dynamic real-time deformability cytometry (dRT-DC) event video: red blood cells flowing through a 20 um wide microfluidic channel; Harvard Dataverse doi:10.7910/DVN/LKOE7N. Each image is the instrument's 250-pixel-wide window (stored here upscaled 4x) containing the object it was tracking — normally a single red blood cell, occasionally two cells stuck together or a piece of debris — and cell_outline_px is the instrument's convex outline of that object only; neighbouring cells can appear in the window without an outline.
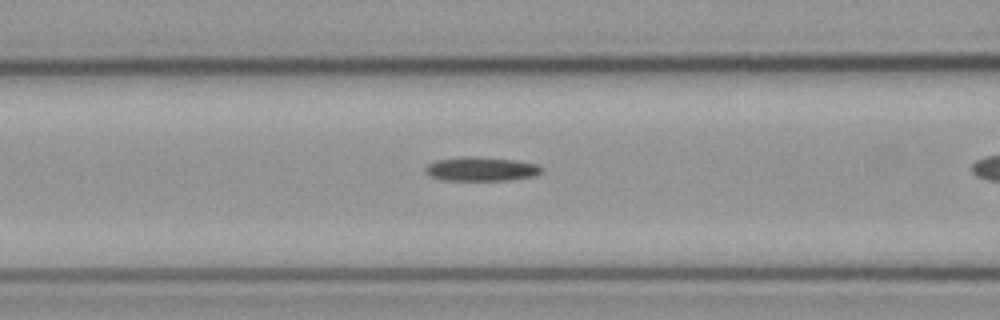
{"species": "common noctule bat (a hibernating species)", "species_latin": "Nyctalus noctula", "temperature_condition": "cold", "stored_images_in_passage": 28, "camera_frame_rate_fps": 3000, "um_per_image_px": 0.085, "animal": {"sex": "male", "body_mass_g": 23.1, "forearm_length_mm": 52.7}, "frame": {"image": 1, "passage_image": 8, "time_ms": 2.333, "image_size_px": [1000, 320], "cell_outline_px": [[540, 172], [532, 176], [508, 180], [444, 180], [432, 176], [424, 172], [424, 168], [428, 164], [436, 160], [516, 160], [536, 164], [540, 168]], "centroid_in_image_um": [40.89, 14.43], "position_along_channel_um": 125.7, "area_um2": 14.8}}
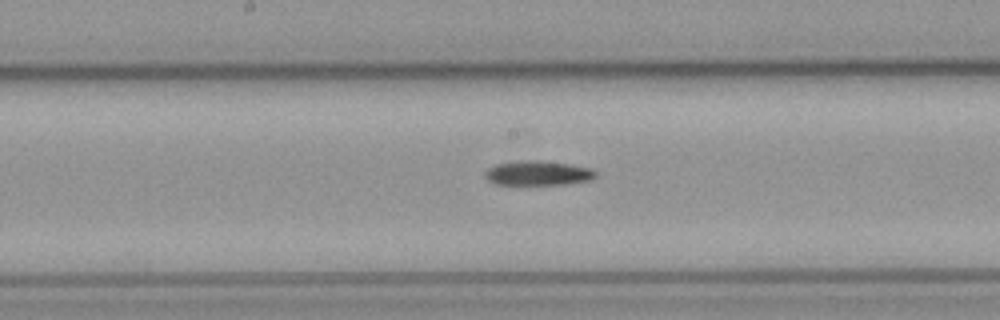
{"frame": {"image": 2, "passage_image": 14, "time_ms": 4.333, "image_size_px": [1000, 320], "cell_outline_px": [[596, 176], [588, 180], [564, 184], [496, 184], [488, 180], [484, 176], [484, 172], [488, 168], [496, 164], [524, 160], [528, 160], [564, 164], [592, 168], [596, 172]], "centroid_in_image_um": [45.68, 14.72], "position_along_channel_um": 202.5, "area_um2": 15.37}}
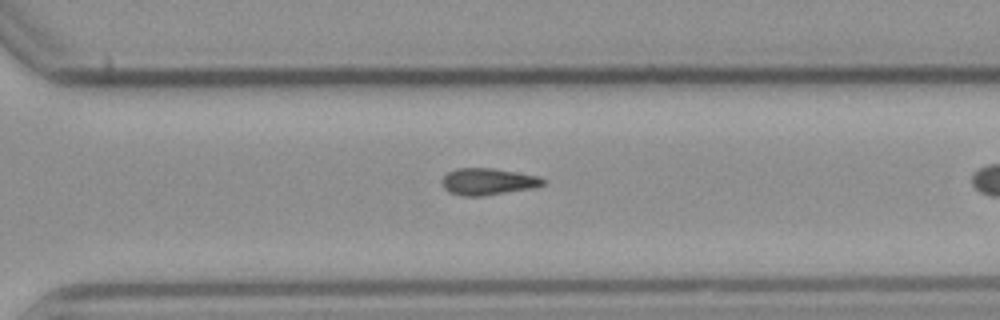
{"frame": {"image": 3, "passage_image": 24, "time_ms": 7.667, "image_size_px": [1000, 320], "cell_outline_px": [[544, 184], [532, 188], [484, 196], [460, 196], [448, 192], [444, 188], [444, 176], [448, 172], [456, 168], [492, 168], [536, 176], [544, 180]], "centroid_in_image_um": [41.43, 15.44], "position_along_channel_um": 329.2, "area_um2": 15.49}}